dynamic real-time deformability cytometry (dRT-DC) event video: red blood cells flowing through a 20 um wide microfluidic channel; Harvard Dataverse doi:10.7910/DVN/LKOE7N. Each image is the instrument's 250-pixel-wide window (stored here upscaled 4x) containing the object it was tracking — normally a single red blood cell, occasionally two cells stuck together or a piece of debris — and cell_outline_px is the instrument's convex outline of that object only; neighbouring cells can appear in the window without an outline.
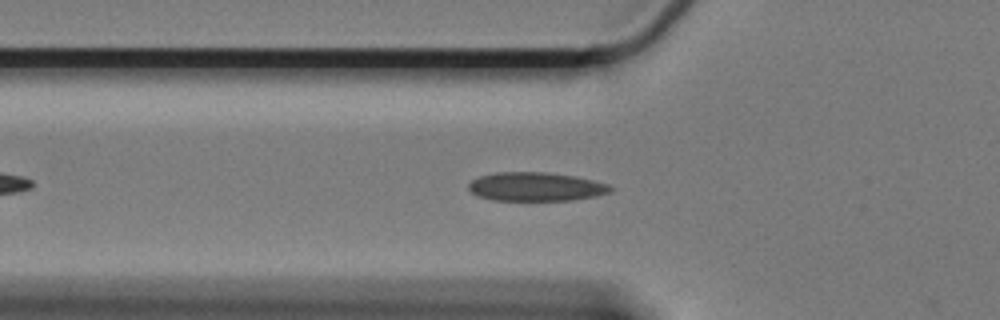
{"species": "Egyptian fruit bat (a non-hibernating species)", "species_latin": "Rousettus aegyptiacus", "temperature_condition": "cold", "stored_images_in_passage": 43, "camera_frame_rate_fps": 3000, "um_per_image_px": 0.085, "animal": {"sex": "female"}, "frame": {"image": 1, "passage_image": 11, "time_ms": 3.333, "image_size_px": [1000, 320], "cell_outline_px": [[612, 192], [596, 196], [572, 200], [492, 200], [476, 196], [468, 188], [468, 184], [472, 180], [480, 176], [496, 172], [544, 172], [576, 176], [608, 184], [612, 188]], "centroid_in_image_um": [45.53, 15.87], "position_along_channel_um": 80.3, "area_um2": 23.81}}
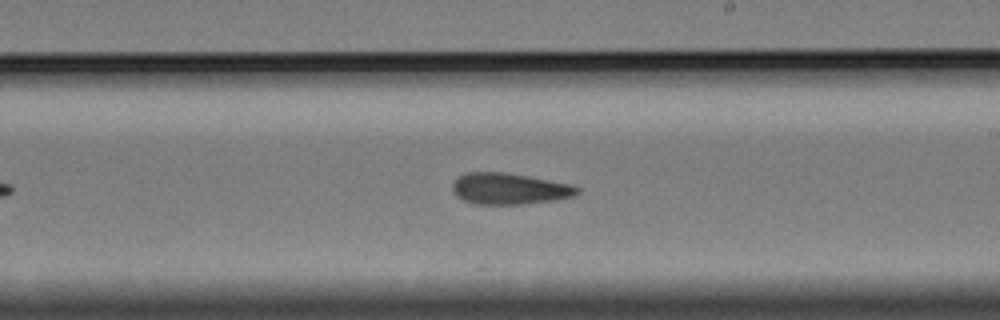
{"frame": {"image": 2, "passage_image": 26, "time_ms": 8.333, "image_size_px": [1000, 320], "cell_outline_px": [[580, 192], [572, 196], [552, 200], [520, 204], [476, 204], [464, 200], [456, 196], [452, 192], [452, 184], [460, 176], [468, 172], [504, 172], [528, 176], [572, 184], [580, 188]], "centroid_in_image_um": [43.28, 16.04], "position_along_channel_um": 245.7, "area_um2": 22.6}}
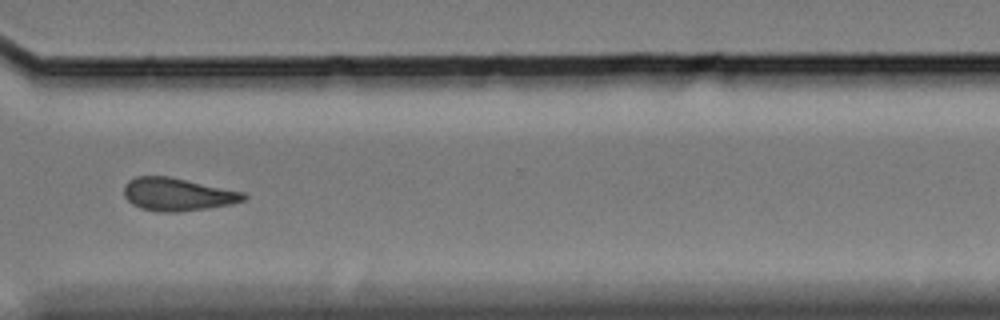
{"frame": {"image": 3, "passage_image": 36, "time_ms": 11.667, "image_size_px": [1000, 320], "cell_outline_px": [[248, 196], [244, 200], [232, 204], [180, 212], [156, 212], [140, 208], [132, 204], [124, 196], [124, 184], [128, 180], [136, 176], [168, 176], [244, 192]], "centroid_in_image_um": [15.06, 16.52], "position_along_channel_um": 355.5, "area_um2": 23.0}}